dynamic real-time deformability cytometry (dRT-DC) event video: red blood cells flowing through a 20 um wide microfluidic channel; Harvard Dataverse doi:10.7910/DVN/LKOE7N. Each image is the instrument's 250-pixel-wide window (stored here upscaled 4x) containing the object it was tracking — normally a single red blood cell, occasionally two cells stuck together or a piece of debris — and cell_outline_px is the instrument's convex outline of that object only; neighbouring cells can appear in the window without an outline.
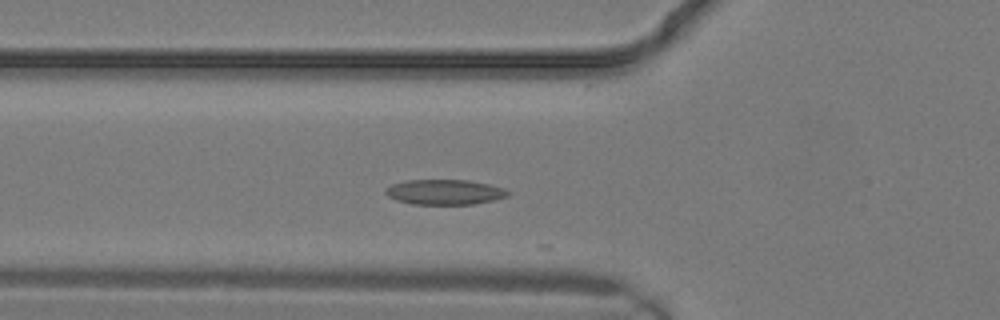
{"species": "common noctule bat (a hibernating species)", "species_latin": "Nyctalus noctula", "temperature_condition": "warm", "stored_images_in_passage": 9, "camera_frame_rate_fps": 3000, "um_per_image_px": 0.085, "animal": {"sex": "male", "body_mass_g": 19.2, "forearm_length_mm": 51.8}, "frame": {"image": 1, "passage_image": 7, "time_ms": 2.0, "image_size_px": [1000, 320], "cell_outline_px": [[512, 192], [508, 196], [492, 200], [472, 204], [412, 204], [396, 200], [388, 196], [384, 192], [384, 188], [392, 184], [408, 180], [468, 180], [488, 184], [504, 188]], "centroid_in_image_um": [37.78, 16.32], "position_along_channel_um": 88.0, "area_um2": 17.92}}